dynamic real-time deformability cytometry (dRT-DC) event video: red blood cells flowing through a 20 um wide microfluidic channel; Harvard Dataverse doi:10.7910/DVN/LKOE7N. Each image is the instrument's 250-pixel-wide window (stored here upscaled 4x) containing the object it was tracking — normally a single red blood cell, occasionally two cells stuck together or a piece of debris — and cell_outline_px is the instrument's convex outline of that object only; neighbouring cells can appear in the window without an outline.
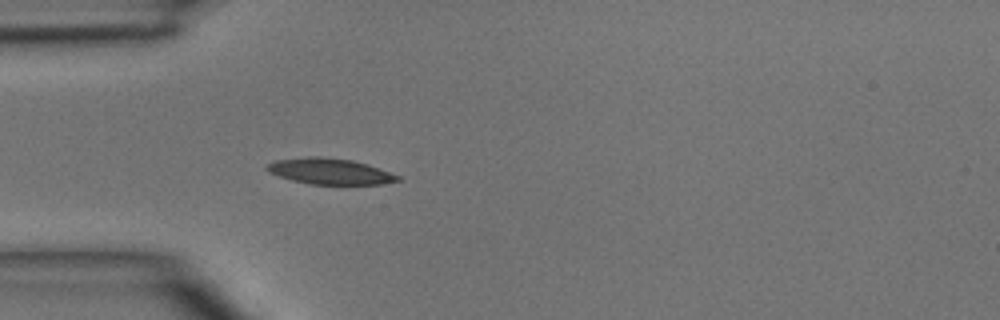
{"species": "common noctule bat (a hibernating species)", "species_latin": "Nyctalus noctula", "temperature_condition": "room temperature", "stored_images_in_passage": 3, "camera_frame_rate_fps": 3000, "um_per_image_px": 0.085, "animal": {"sex": "male", "body_mass_g": 15.6}, "frame": {"image": 1, "passage_image": 3, "time_ms": 3.0, "image_size_px": [1000, 320], "cell_outline_px": [[400, 180], [384, 184], [308, 184], [292, 180], [268, 172], [264, 168], [268, 164], [276, 160], [308, 156], [320, 156], [352, 160], [368, 164], [400, 176]], "centroid_in_image_um": [28.03, 14.56], "position_along_channel_um": 57.0, "area_um2": 19.77}}